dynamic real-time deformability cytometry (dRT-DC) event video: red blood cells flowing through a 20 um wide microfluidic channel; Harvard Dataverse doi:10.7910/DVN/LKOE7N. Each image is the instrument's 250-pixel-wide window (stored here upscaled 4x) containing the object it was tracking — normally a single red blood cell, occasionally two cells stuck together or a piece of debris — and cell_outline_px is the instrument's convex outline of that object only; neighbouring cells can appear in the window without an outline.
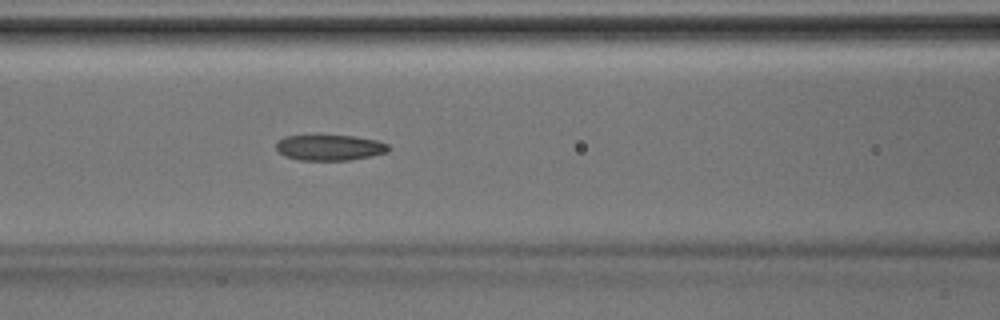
{"species": "Egyptian fruit bat (a non-hibernating species)", "species_latin": "Rousettus aegyptiacus", "temperature_condition": "room temperature", "stored_images_in_passage": 34, "camera_frame_rate_fps": 3000, "um_per_image_px": 0.085, "animal": {"sex": "male"}, "frame": {"image": 1, "passage_image": 10, "time_ms": 3.0, "image_size_px": [1000, 320], "cell_outline_px": [[388, 152], [372, 156], [348, 160], [300, 160], [284, 156], [276, 148], [276, 144], [284, 136], [356, 136], [376, 140], [388, 144]], "centroid_in_image_um": [28.04, 12.55], "position_along_channel_um": 138.6, "area_um2": 16.65}}